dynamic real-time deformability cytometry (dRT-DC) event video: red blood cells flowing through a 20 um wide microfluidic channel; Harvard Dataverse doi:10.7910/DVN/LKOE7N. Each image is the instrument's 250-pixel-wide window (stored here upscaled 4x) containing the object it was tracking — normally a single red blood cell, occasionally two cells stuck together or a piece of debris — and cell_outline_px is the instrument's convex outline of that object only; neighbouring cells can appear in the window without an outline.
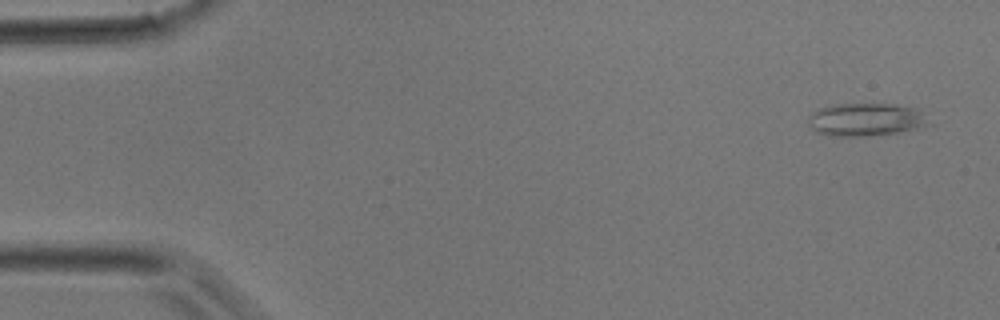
{"species": "common noctule bat (a hibernating species)", "species_latin": "Nyctalus noctula", "temperature_condition": "room temperature", "stored_images_in_passage": 39, "camera_frame_rate_fps": 3000, "um_per_image_px": 0.085, "animal": {"sex": "male", "body_mass_g": 17.9}, "frame": {"image": 1, "passage_image": 2, "time_ms": 0.333, "image_size_px": [1000, 320], "cell_outline_px": [[924, 124], [916, 128], [896, 132], [864, 136], [836, 136], [816, 132], [808, 124], [808, 116], [816, 108], [832, 104], [896, 104], [920, 108], [924, 120]], "centroid_in_image_um": [73.48, 10.14], "position_along_channel_um": 11.5, "area_um2": 22.83}}
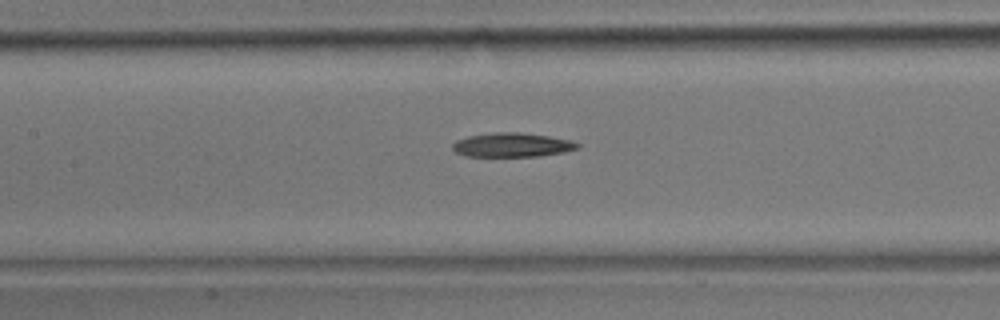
{"frame": {"image": 2, "passage_image": 18, "time_ms": 5.667, "image_size_px": [1000, 320], "cell_outline_px": [[580, 148], [564, 152], [540, 156], [464, 156], [456, 152], [452, 148], [452, 144], [456, 140], [468, 136], [492, 132], [520, 132], [548, 136], [568, 140], [580, 144]], "centroid_in_image_um": [43.51, 12.32], "position_along_channel_um": 163.9, "area_um2": 17.57}}
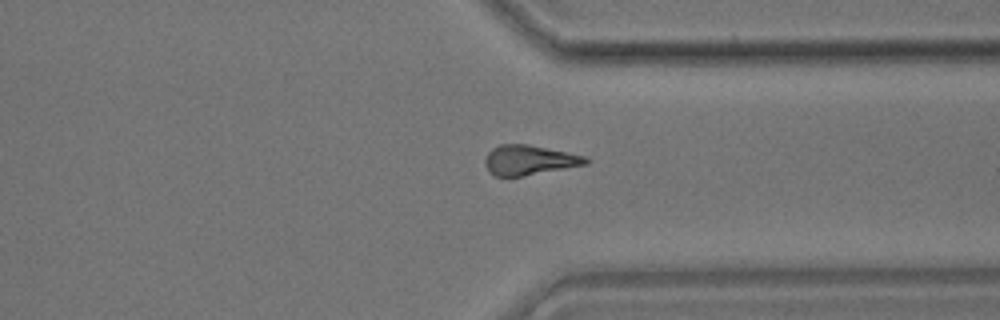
{"frame": {"image": 3, "passage_image": 30, "time_ms": 9.667, "image_size_px": [1000, 320], "cell_outline_px": [[592, 160], [588, 164], [520, 176], [496, 176], [488, 172], [484, 164], [484, 160], [488, 152], [492, 148], [500, 144], [528, 144], [584, 156]], "centroid_in_image_um": [44.95, 13.6], "position_along_channel_um": 366.4, "area_um2": 17.4}}